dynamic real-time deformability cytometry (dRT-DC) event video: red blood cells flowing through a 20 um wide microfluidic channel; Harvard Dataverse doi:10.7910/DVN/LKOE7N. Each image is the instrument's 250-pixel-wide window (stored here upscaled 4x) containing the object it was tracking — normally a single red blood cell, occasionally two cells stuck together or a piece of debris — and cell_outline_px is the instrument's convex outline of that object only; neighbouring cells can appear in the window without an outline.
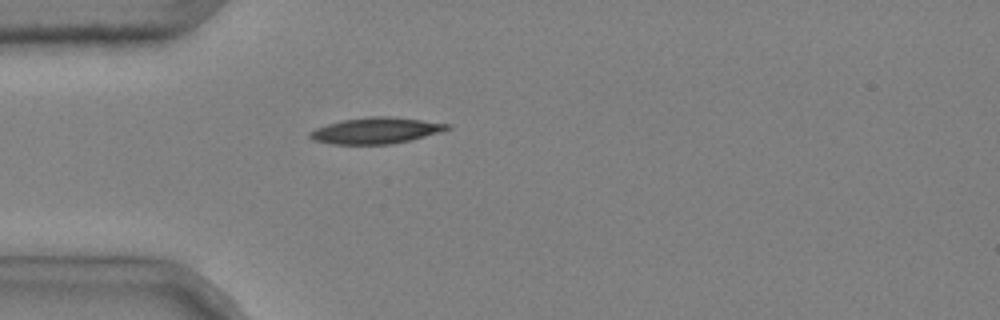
{"species": "common noctule bat (a hibernating species)", "species_latin": "Nyctalus noctula", "temperature_condition": "cold", "stored_images_in_passage": 1, "camera_frame_rate_fps": 3000, "um_per_image_px": 0.085, "animal": {"sex": "male", "body_mass_g": 20.4}, "frame": {"image": 1, "passage_image": 1, "time_ms": 0.0, "image_size_px": [1000, 320], "cell_outline_px": [[452, 128], [440, 132], [412, 140], [392, 144], [332, 144], [312, 140], [308, 136], [308, 132], [316, 128], [328, 124], [344, 120], [372, 116], [388, 116], [452, 124]], "centroid_in_image_um": [31.97, 11.11], "position_along_channel_um": 53.0, "area_um2": 20.92}}